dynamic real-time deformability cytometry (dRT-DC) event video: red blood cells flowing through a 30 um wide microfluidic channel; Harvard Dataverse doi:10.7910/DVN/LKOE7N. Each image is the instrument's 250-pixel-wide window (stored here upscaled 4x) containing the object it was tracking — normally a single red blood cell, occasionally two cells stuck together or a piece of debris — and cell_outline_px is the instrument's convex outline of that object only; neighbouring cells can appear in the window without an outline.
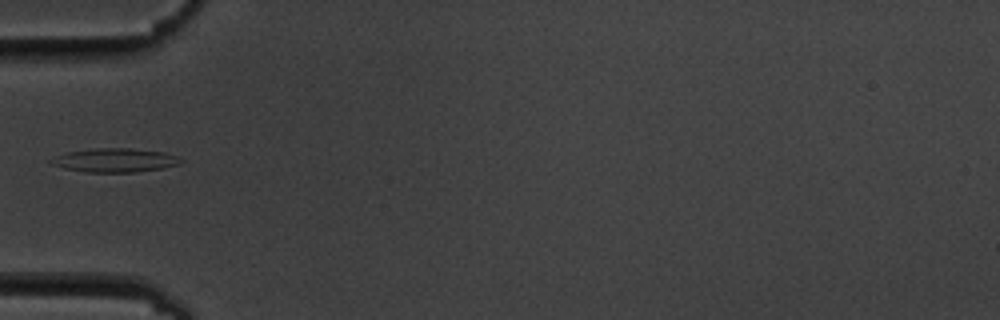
{"species": "common noctule bat (a hibernating species)", "species_latin": "Nyctalus noctula", "temperature_condition": "cold", "stored_images_in_passage": 1, "camera_frame_rate_fps": 3000, "um_per_image_px": 0.085, "animal": {"sex": "male", "body_mass_g": 19.5, "forearm_length_mm": 54.6}, "frame": {"image": 1, "passage_image": 1, "time_ms": 0.0, "image_size_px": [1000, 320], "cell_outline_px": [[184, 160], [180, 164], [164, 168], [136, 172], [84, 172], [64, 168], [52, 164], [48, 160], [56, 156], [68, 152], [92, 148], [132, 148], [164, 152], [176, 156]], "centroid_in_image_um": [9.79, 13.62], "position_along_channel_um": 75.2, "area_um2": 18.09}}